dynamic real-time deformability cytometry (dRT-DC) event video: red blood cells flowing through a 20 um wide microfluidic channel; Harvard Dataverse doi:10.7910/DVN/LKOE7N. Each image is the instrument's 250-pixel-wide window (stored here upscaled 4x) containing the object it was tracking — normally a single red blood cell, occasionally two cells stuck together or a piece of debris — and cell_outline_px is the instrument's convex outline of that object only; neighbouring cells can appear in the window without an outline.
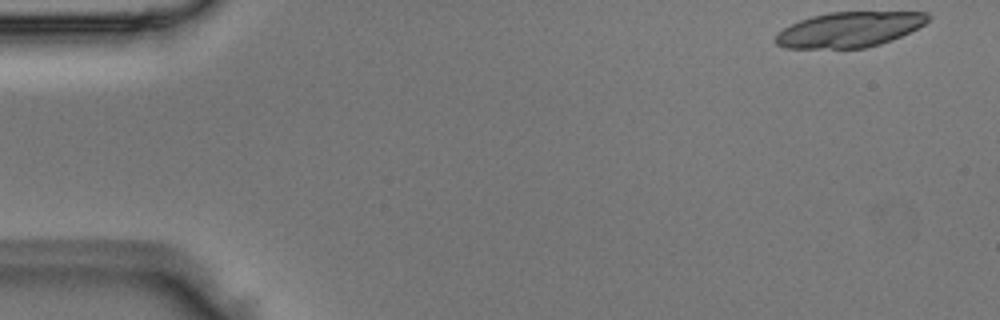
{"species": "Egyptian fruit bat (a non-hibernating species)", "species_latin": "Rousettus aegyptiacus", "temperature_condition": "room temperature", "stored_images_in_passage": 15, "camera_frame_rate_fps": 3000, "um_per_image_px": 0.085, "animal": {"sex": "male"}, "frame": {"image": 1, "passage_image": 1, "time_ms": 0.0, "image_size_px": [1000, 320], "cell_outline_px": [[932, 16], [924, 24], [892, 40], [880, 44], [864, 48], [784, 48], [776, 44], [772, 40], [784, 28], [800, 20], [812, 16], [828, 12], [928, 12]], "centroid_in_image_um": [72.18, 2.51], "position_along_channel_um": 12.8, "area_um2": 31.15}}